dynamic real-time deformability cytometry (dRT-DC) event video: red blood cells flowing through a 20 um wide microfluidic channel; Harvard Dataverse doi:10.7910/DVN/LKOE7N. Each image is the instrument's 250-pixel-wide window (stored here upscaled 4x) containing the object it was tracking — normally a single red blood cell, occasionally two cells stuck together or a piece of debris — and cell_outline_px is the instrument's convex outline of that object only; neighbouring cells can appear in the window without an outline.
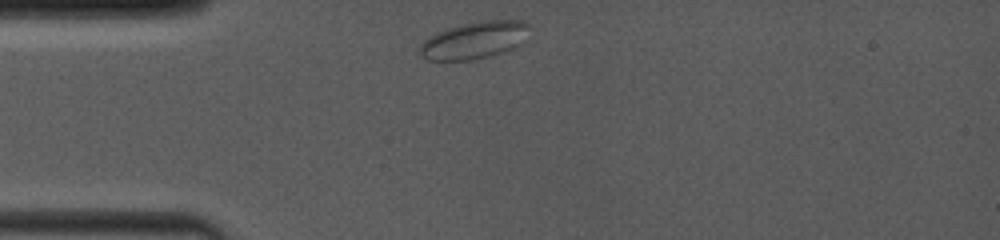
{"species": "common noctule bat (a hibernating species)", "species_latin": "Nyctalus noctula", "temperature_condition": "room temperature", "stored_images_in_passage": 38, "camera_frame_rate_fps": 4000, "um_per_image_px": 0.085, "animal": {"sex": "female", "body_mass_g": 19.0, "forearm_length_mm": 53.3}, "frame": {"image": 1, "passage_image": 1, "time_ms": 0.0, "image_size_px": [1000, 240], "cell_outline_px": [[528, 24], [520, 44], [516, 48], [488, 56], [472, 60], [428, 60], [420, 56], [420, 44], [424, 40], [436, 32], [448, 28], [464, 24], [488, 20], [520, 20]], "centroid_in_image_um": [40.26, 3.43], "position_along_channel_um": 44.7, "area_um2": 23.29}}
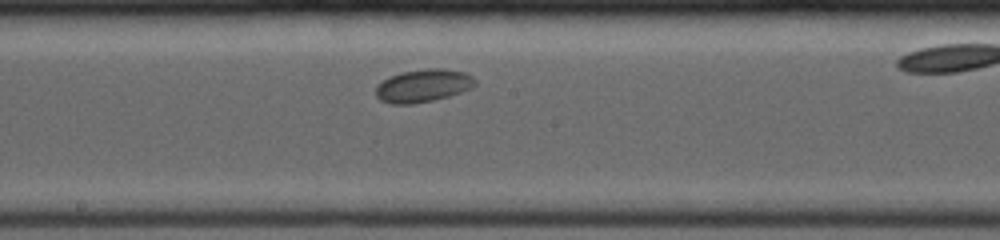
{"frame": {"image": 2, "passage_image": 18, "time_ms": 4.75, "image_size_px": [1000, 240], "cell_outline_px": [[476, 84], [472, 88], [448, 96], [432, 100], [412, 104], [392, 104], [380, 100], [376, 96], [376, 88], [388, 76], [400, 72], [428, 68], [444, 68], [464, 72], [472, 76], [476, 80]], "centroid_in_image_um": [35.98, 7.27], "position_along_channel_um": 212.2, "area_um2": 19.02}}
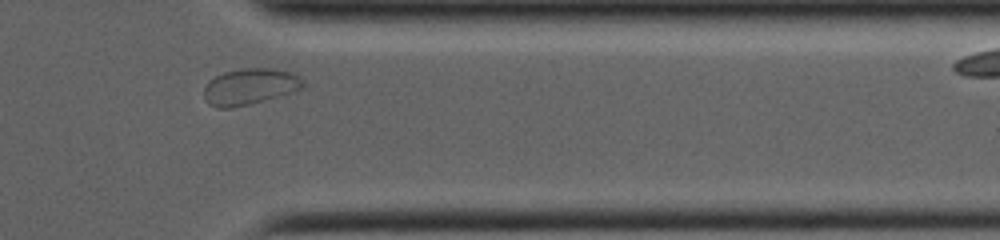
{"frame": {"image": 3, "passage_image": 34, "time_ms": 9.25, "image_size_px": [1000, 240], "cell_outline_px": [[304, 84], [300, 88], [292, 92], [248, 104], [232, 108], [216, 108], [208, 104], [204, 100], [204, 88], [208, 80], [224, 72], [240, 68], [268, 68], [292, 72], [304, 80]], "centroid_in_image_um": [21.18, 7.36], "position_along_channel_um": 390.2, "area_um2": 20.87}}